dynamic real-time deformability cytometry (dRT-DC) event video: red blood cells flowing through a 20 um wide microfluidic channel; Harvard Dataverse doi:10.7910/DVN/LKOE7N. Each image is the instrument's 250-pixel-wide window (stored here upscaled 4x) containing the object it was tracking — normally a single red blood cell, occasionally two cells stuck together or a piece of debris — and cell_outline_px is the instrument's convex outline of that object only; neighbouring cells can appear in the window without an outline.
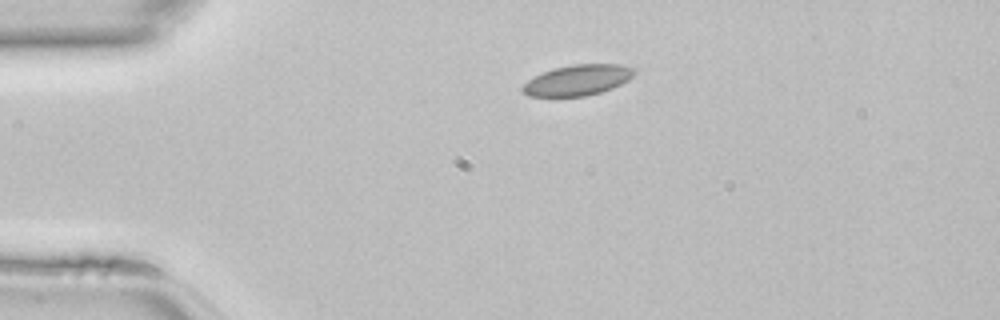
{"species": "common noctule bat (a hibernating species)", "species_latin": "Nyctalus noctula", "temperature_condition": "room temperature", "stored_images_in_passage": 37, "camera_frame_rate_fps": 3000, "um_per_image_px": 0.085, "animal": {"sex": "female", "body_mass_g": 22.7, "forearm_length_mm": 54.2}, "frame": {"image": 1, "passage_image": 1, "time_ms": 0.0, "image_size_px": [1000, 320], "cell_outline_px": [[636, 72], [628, 80], [612, 88], [600, 92], [584, 96], [528, 96], [520, 88], [528, 80], [544, 72], [556, 68], [572, 64], [620, 64], [636, 68]], "centroid_in_image_um": [49.13, 6.8], "position_along_channel_um": 35.9, "area_um2": 19.77}}
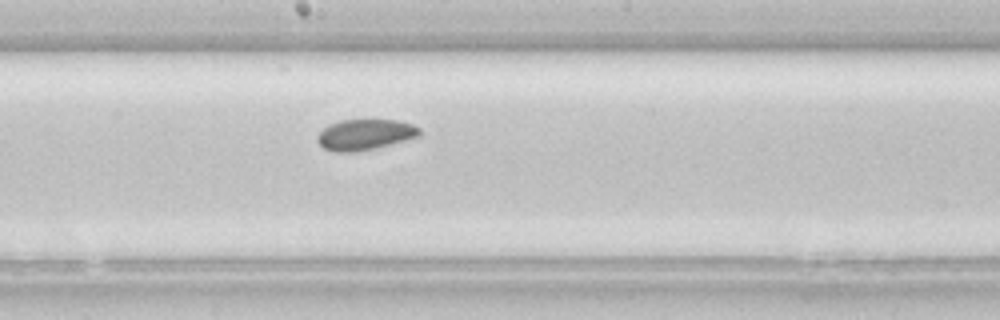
{"frame": {"image": 2, "passage_image": 16, "time_ms": 5.0, "image_size_px": [1000, 320], "cell_outline_px": [[420, 136], [376, 148], [352, 152], [336, 152], [324, 148], [316, 140], [316, 136], [328, 124], [340, 120], [400, 120], [412, 124], [420, 128]], "centroid_in_image_um": [31.02, 11.43], "position_along_channel_um": 217.2, "area_um2": 18.32}}
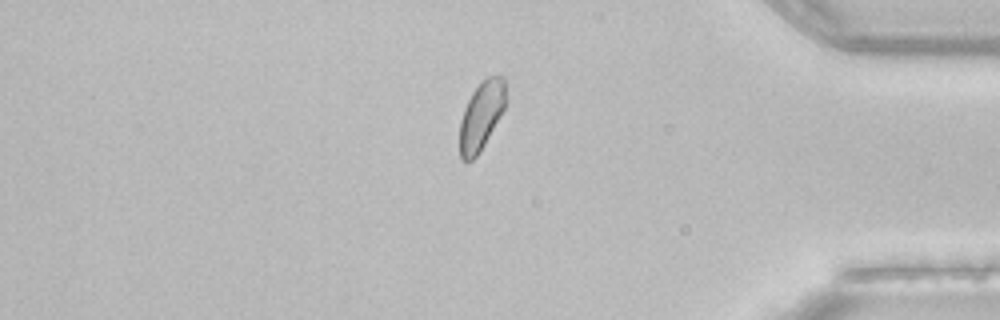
{"frame": {"image": 3, "passage_image": 30, "time_ms": 9.667, "image_size_px": [1000, 320], "cell_outline_px": [[508, 100], [500, 116], [480, 152], [472, 160], [460, 160], [460, 120], [464, 108], [472, 92], [488, 76], [504, 76]], "centroid_in_image_um": [40.93, 9.82], "position_along_channel_um": 394.3, "area_um2": 18.38}}